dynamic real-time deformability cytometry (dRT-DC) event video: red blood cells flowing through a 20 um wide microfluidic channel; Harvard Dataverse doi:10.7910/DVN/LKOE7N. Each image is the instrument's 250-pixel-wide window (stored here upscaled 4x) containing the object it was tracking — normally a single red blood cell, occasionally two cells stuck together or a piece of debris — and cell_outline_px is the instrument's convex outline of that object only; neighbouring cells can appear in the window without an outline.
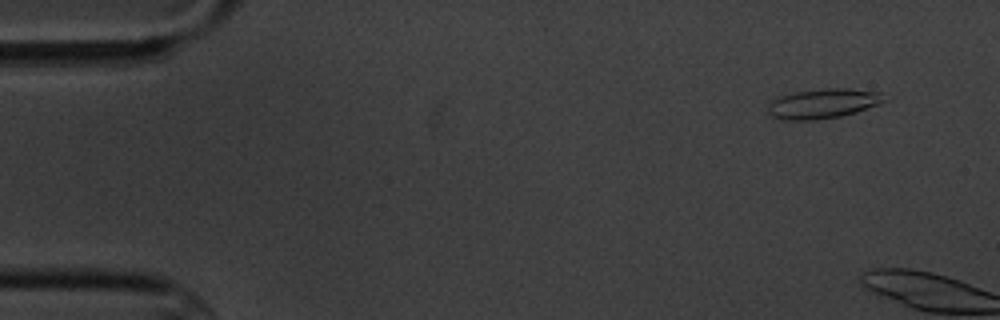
{"species": "common noctule bat (a hibernating species)", "species_latin": "Nyctalus noctula", "temperature_condition": "cold", "stored_images_in_passage": 2, "camera_frame_rate_fps": 3000, "um_per_image_px": 0.085, "animal": {"sex": "male", "body_mass_g": 20.1, "forearm_length_mm": 53.5}, "frame": {"image": 1, "passage_image": 1, "time_ms": 0.0, "image_size_px": [1000, 320], "cell_outline_px": [[892, 96], [888, 100], [880, 104], [856, 112], [840, 116], [816, 120], [780, 120], [764, 112], [768, 104], [772, 100], [780, 96], [796, 92], [824, 88], [848, 88], [880, 92]], "centroid_in_image_um": [69.99, 8.8], "position_along_channel_um": 15.0, "area_um2": 20.69}}